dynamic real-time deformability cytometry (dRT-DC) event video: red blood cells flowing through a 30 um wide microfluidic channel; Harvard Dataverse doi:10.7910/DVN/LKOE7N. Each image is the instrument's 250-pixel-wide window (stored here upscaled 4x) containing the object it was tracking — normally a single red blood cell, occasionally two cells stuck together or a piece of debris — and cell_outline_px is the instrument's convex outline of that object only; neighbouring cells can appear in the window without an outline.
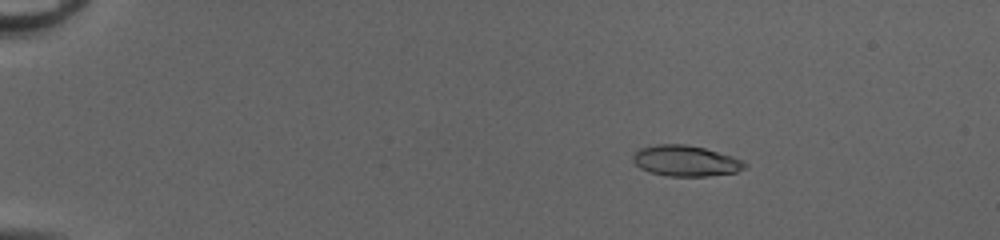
{"species": "common noctule bat (a hibernating species)", "species_latin": "Nyctalus noctula", "temperature_condition": "cold", "stored_images_in_passage": 52, "camera_frame_rate_fps": 3000, "um_per_image_px": 0.085, "animal": {"sex": "female", "body_mass_g": 20.0, "forearm_length_mm": 54.0}, "frame": {"image": 1, "passage_image": 10, "time_ms": 3.0, "image_size_px": [1000, 240], "cell_outline_px": [[748, 164], [744, 168], [736, 172], [708, 176], [668, 176], [648, 172], [640, 168], [632, 160], [632, 156], [640, 148], [656, 144], [684, 144], [704, 148], [732, 156], [744, 160]], "centroid_in_image_um": [58.28, 13.67], "position_along_channel_um": 26.7, "area_um2": 20.11}}
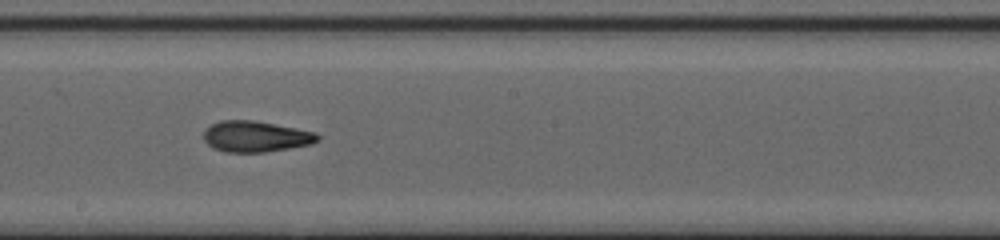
{"frame": {"image": 2, "passage_image": 32, "time_ms": 10.333, "image_size_px": [1000, 240], "cell_outline_px": [[320, 140], [312, 144], [264, 152], [228, 152], [212, 148], [204, 140], [204, 128], [220, 120], [256, 120], [316, 132], [320, 136]], "centroid_in_image_um": [21.74, 11.59], "position_along_channel_um": 226.5, "area_um2": 20.69}}
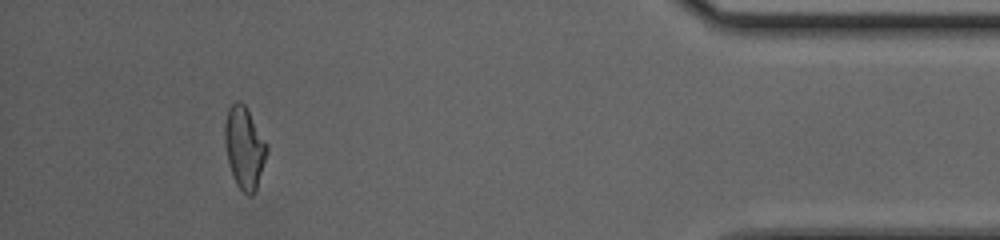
{"frame": {"image": 3, "passage_image": 49, "time_ms": 16.0, "image_size_px": [1000, 240], "cell_outline_px": [[268, 152], [256, 192], [252, 196], [248, 196], [236, 184], [232, 176], [228, 164], [224, 144], [224, 124], [228, 108], [236, 100], [240, 100], [244, 104], [268, 144]], "centroid_in_image_um": [20.77, 12.57], "position_along_channel_um": 414.4, "area_um2": 20.52}, "authors_computed_cell_mechanics": {"area_um2": 20.1722, "velocity_mm_per_s": 4.1552, "shape_relaxation_time_tau1_ms": null, "shape_relaxation_time_tau2_ms": 1.9197, "deformation_change_tau1": null, "deformation_change_tau2": 0.0945}}